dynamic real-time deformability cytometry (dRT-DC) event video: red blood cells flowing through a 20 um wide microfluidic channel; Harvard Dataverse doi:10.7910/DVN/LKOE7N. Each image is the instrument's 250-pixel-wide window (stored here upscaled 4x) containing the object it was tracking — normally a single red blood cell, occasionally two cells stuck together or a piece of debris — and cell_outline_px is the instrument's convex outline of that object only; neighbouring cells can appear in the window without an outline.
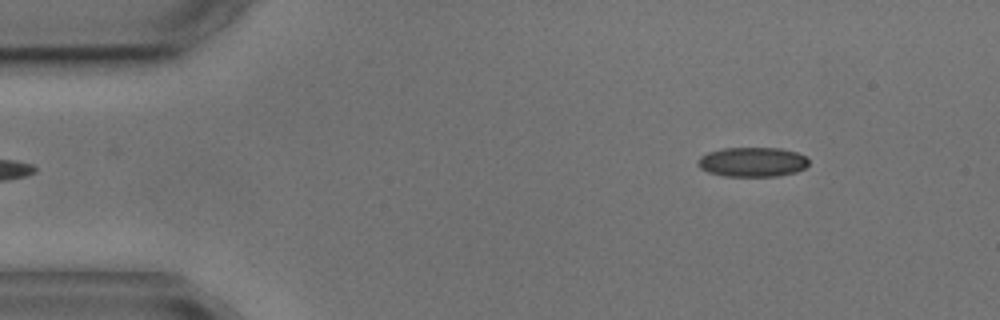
{"species": "common noctule bat (a hibernating species)", "species_latin": "Nyctalus noctula", "temperature_condition": "cold", "stored_images_in_passage": 5, "segment_of_instrument_passage": [2, 2], "camera_frame_rate_fps": 3000, "um_per_image_px": 0.085, "animal": {"sex": "male", "body_mass_g": 17.9, "forearm_length_mm": 54.2}, "frame": {"image": 1, "passage_image": 5, "time_ms": 4.667, "image_size_px": [1000, 320], "cell_outline_px": [[808, 164], [804, 168], [796, 172], [776, 176], [724, 176], [708, 172], [700, 168], [696, 164], [700, 156], [708, 152], [724, 148], [780, 148], [796, 152], [804, 156], [808, 160]], "centroid_in_image_um": [63.93, 13.77], "position_along_channel_um": 21.1, "area_um2": 19.07}}